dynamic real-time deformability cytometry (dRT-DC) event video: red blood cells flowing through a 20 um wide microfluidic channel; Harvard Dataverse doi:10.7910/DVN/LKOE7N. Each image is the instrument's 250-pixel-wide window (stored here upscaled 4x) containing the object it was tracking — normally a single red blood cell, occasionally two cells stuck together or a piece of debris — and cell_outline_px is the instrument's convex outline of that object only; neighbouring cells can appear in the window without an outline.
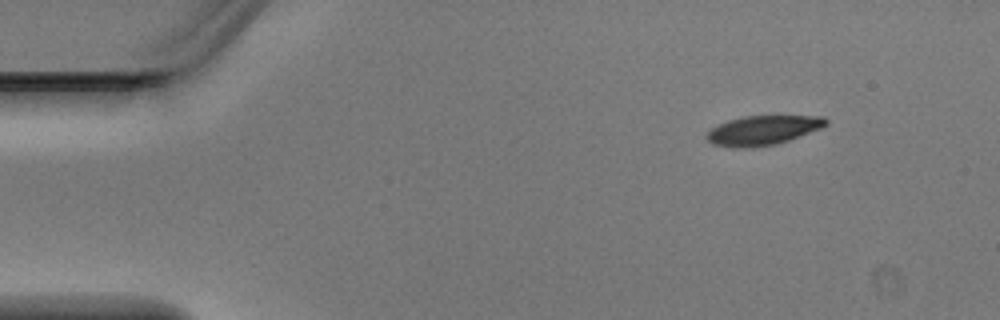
{"species": "Egyptian fruit bat (a non-hibernating species)", "species_latin": "Rousettus aegyptiacus", "temperature_condition": "warm", "stored_images_in_passage": 3, "camera_frame_rate_fps": 3000, "um_per_image_px": 0.085, "animal": {"sex": "male"}, "frame": {"image": 1, "passage_image": 1, "time_ms": 0.0, "image_size_px": [1000, 320], "cell_outline_px": [[828, 124], [820, 128], [788, 140], [776, 144], [748, 148], [732, 148], [712, 144], [704, 136], [712, 128], [728, 120], [744, 116], [824, 116], [828, 120]], "centroid_in_image_um": [64.81, 11.08], "position_along_channel_um": 20.2, "area_um2": 20.35}}